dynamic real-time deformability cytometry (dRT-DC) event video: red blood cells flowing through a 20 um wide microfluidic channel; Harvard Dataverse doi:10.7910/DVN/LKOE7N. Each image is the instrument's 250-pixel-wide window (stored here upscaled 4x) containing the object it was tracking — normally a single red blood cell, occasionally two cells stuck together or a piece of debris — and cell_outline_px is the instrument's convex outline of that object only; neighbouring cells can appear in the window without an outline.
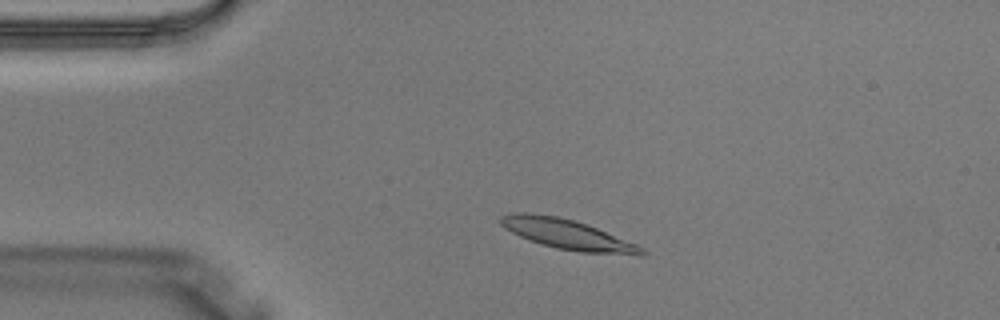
{"species": "Egyptian fruit bat (a non-hibernating species)", "species_latin": "Rousettus aegyptiacus", "temperature_condition": "warm", "stored_images_in_passage": 4, "camera_frame_rate_fps": 3000, "um_per_image_px": 0.085, "animal": {"sex": "male"}, "frame": {"image": 1, "passage_image": 4, "time_ms": 1.0, "image_size_px": [1000, 320], "cell_outline_px": [[648, 252], [644, 256], [636, 256], [580, 252], [556, 248], [528, 240], [504, 228], [500, 224], [500, 216], [512, 212], [532, 212], [556, 216], [588, 224], [636, 244], [644, 248]], "centroid_in_image_um": [48.27, 19.93], "position_along_channel_um": 36.7, "area_um2": 24.97}}